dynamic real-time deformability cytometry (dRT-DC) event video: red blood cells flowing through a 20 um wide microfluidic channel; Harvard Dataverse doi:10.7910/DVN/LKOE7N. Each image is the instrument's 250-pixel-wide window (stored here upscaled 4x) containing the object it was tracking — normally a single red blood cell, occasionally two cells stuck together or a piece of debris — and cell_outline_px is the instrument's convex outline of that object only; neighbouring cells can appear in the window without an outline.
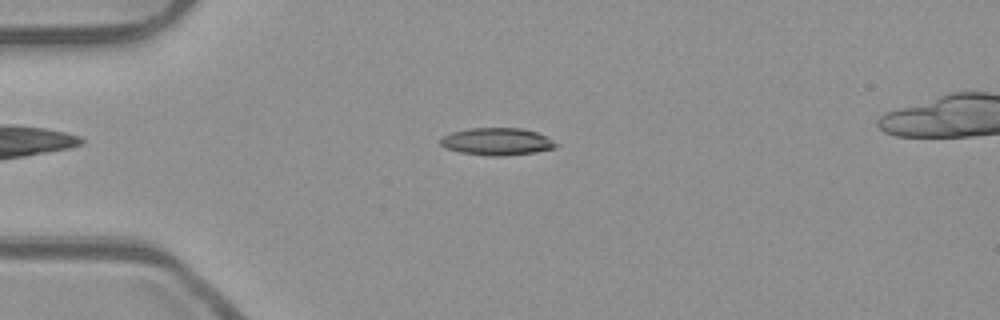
{"species": "common noctule bat (a hibernating species)", "species_latin": "Nyctalus noctula", "temperature_condition": "room temperature", "stored_images_in_passage": 43, "camera_frame_rate_fps": 3000, "um_per_image_px": 0.085, "animal": {"sex": "male", "body_mass_g": 23.1, "forearm_length_mm": 52.7}, "frame": {"image": 1, "passage_image": 3, "time_ms": 0.667, "image_size_px": [1000, 320], "cell_outline_px": [[560, 144], [556, 148], [536, 152], [504, 156], [488, 156], [460, 152], [444, 148], [440, 144], [440, 140], [444, 136], [452, 132], [468, 128], [520, 128], [536, 132]], "centroid_in_image_um": [42.24, 12.04], "position_along_channel_um": 42.8, "area_um2": 18.44}}
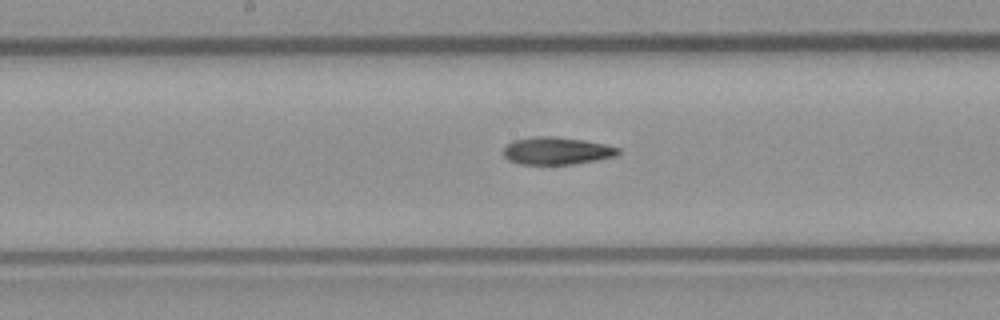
{"frame": {"image": 2, "passage_image": 17, "time_ms": 5.333, "image_size_px": [1000, 320], "cell_outline_px": [[620, 152], [616, 156], [596, 160], [572, 164], [520, 164], [508, 160], [504, 156], [504, 148], [512, 140], [536, 136], [556, 136], [584, 140], [604, 144], [620, 148]], "centroid_in_image_um": [47.32, 12.81], "position_along_channel_um": 200.9, "area_um2": 18.38}}
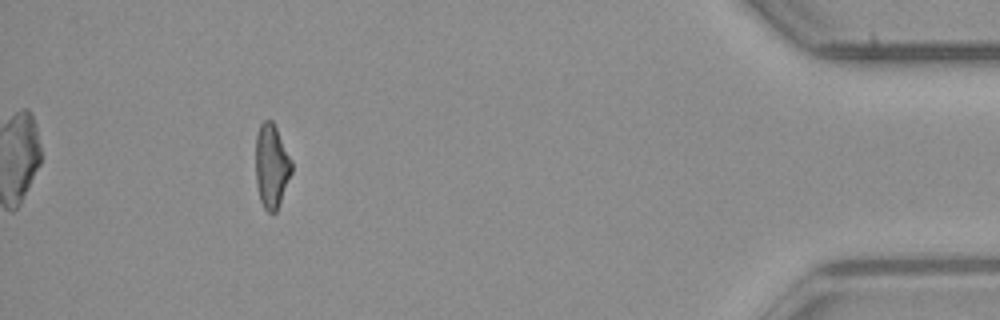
{"frame": {"image": 3, "passage_image": 38, "time_ms": 12.333, "image_size_px": [1000, 320], "cell_outline_px": [[292, 172], [276, 212], [268, 212], [264, 208], [260, 200], [256, 184], [256, 136], [260, 124], [264, 120], [272, 120], [292, 160]], "centroid_in_image_um": [23.08, 14.11], "position_along_channel_um": 412.1, "area_um2": 17.51}}